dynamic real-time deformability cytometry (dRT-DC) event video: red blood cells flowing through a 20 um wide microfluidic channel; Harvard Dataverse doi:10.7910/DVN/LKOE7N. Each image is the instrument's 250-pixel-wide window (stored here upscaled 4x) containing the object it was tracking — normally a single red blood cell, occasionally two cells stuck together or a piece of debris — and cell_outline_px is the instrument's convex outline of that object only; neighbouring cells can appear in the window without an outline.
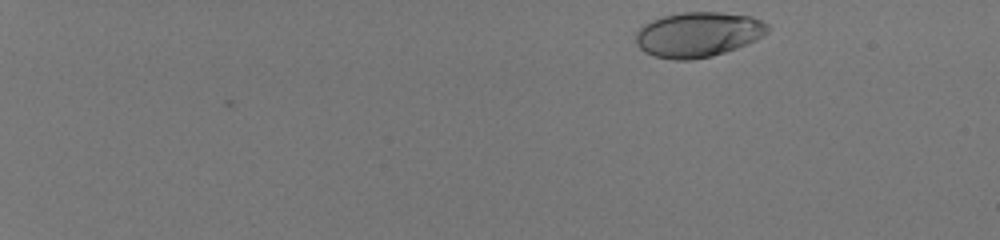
{"species": "human", "species_latin": "Homo sapiens", "temperature_condition": "room temperature", "stored_images_in_passage": 48, "camera_frame_rate_fps": 3000, "um_per_image_px": 0.085, "donor": {"sex": "male"}, "frame": {"image": 1, "passage_image": 1, "time_ms": 0.0, "image_size_px": [1000, 240], "cell_outline_px": [[768, 32], [756, 40], [748, 44], [712, 56], [692, 60], [672, 60], [656, 56], [644, 52], [636, 44], [636, 32], [644, 24], [652, 20], [664, 16], [680, 12], [720, 12], [752, 16], [768, 24]], "centroid_in_image_um": [59.34, 2.93], "position_along_channel_um": 25.7, "area_um2": 34.68}}
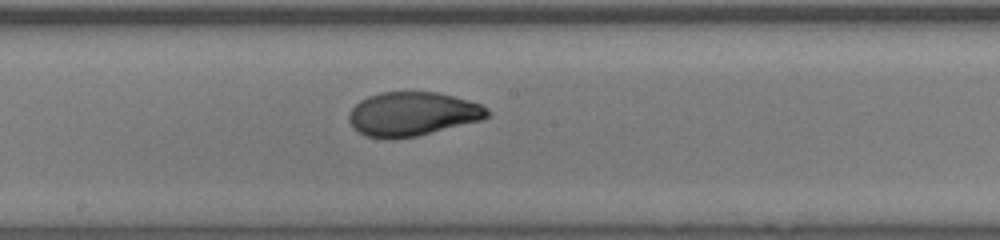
{"frame": {"image": 2, "passage_image": 28, "time_ms": 9.0, "image_size_px": [1000, 240], "cell_outline_px": [[492, 112], [484, 120], [416, 136], [392, 140], [388, 140], [364, 136], [352, 128], [348, 120], [348, 116], [352, 108], [360, 100], [368, 96], [380, 92], [436, 92], [468, 100], [480, 104], [488, 108]], "centroid_in_image_um": [35.05, 9.71], "position_along_channel_um": 213.2, "area_um2": 35.89}}
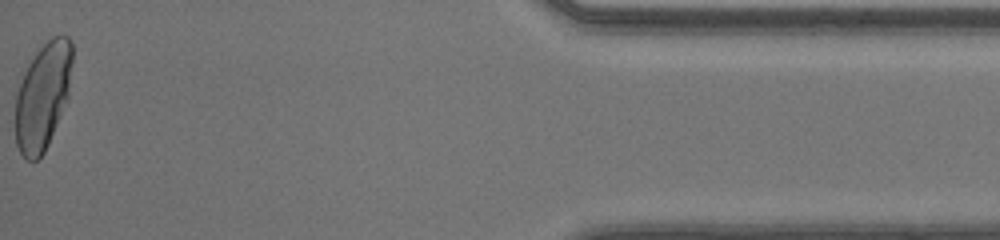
{"frame": {"image": 3, "passage_image": 48, "time_ms": 15.667, "image_size_px": [1000, 240], "cell_outline_px": [[72, 60], [68, 96], [48, 144], [44, 152], [36, 160], [24, 160], [16, 144], [16, 96], [20, 72], [36, 52], [52, 36], [68, 36], [72, 40]], "centroid_in_image_um": [3.61, 8.13], "position_along_channel_um": 431.6, "area_um2": 35.6}, "authors_computed_cell_mechanics": {"area_um2": 35.1135, "velocity_mm_per_s": 4.1208, "shape_relaxation_time_tau1_ms": 4.999, "shape_relaxation_time_tau2_ms": null, "deformation_change_tau1": 0.2273, "deformation_change_tau2": null}}